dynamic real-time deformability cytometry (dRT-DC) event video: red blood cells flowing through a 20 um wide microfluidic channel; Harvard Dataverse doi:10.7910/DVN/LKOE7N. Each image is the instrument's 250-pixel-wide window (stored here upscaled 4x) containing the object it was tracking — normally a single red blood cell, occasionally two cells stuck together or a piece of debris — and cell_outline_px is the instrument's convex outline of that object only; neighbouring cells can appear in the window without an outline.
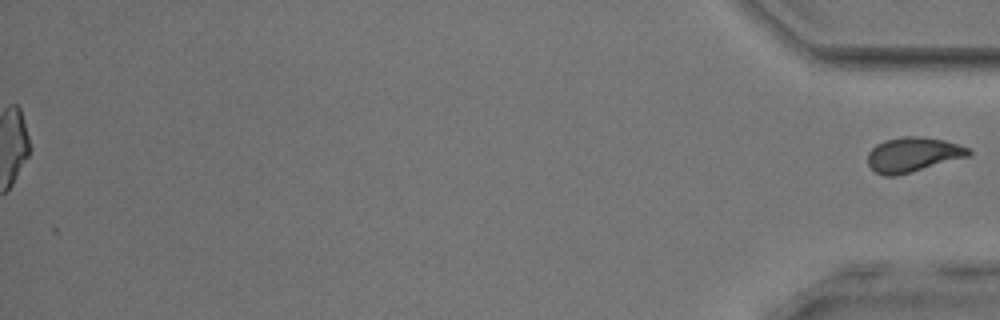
{"species": "common noctule bat (a hibernating species)", "species_latin": "Nyctalus noctula", "temperature_condition": "room temperature", "stored_images_in_passage": 54, "segment_of_instrument_passage": [2, 2], "camera_frame_rate_fps": 3000, "um_per_image_px": 0.085, "animal": {"sex": "male", "body_mass_g": 17.9, "forearm_length_mm": 54.2}, "frame": {"image": 1, "passage_image": 54, "time_ms": 17.667, "image_size_px": [1000, 320], "cell_outline_px": [[972, 152], [968, 156], [912, 172], [896, 176], [884, 176], [876, 172], [868, 164], [868, 152], [876, 144], [884, 140], [904, 136], [920, 136], [944, 140], [968, 148]], "centroid_in_image_um": [77.57, 13.14], "position_along_channel_um": 357.6, "area_um2": 20.29}}